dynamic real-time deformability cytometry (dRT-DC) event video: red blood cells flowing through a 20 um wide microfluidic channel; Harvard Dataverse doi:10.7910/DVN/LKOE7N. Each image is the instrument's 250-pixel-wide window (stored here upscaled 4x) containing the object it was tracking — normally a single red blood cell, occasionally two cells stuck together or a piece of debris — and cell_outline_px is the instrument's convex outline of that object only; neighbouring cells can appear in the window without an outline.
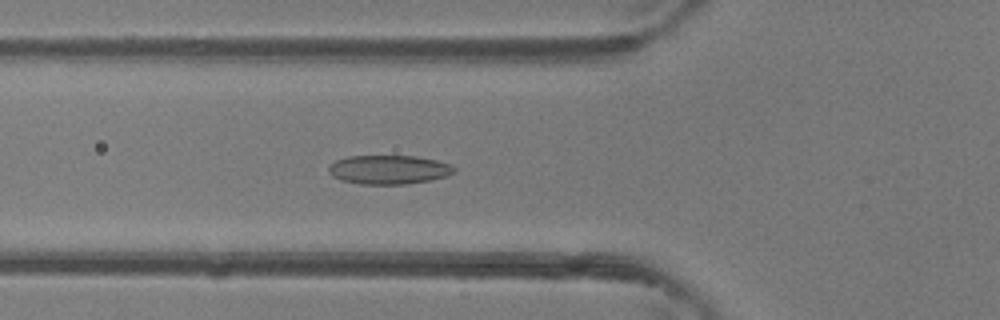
{"species": "common noctule bat (a hibernating species)", "species_latin": "Nyctalus noctula", "temperature_condition": "room temperature", "stored_images_in_passage": 47, "camera_frame_rate_fps": 3000, "um_per_image_px": 0.085, "animal": {"sex": "female"}, "frame": {"image": 1, "passage_image": 17, "time_ms": 5.333, "image_size_px": [1000, 320], "cell_outline_px": [[456, 172], [448, 176], [428, 180], [404, 184], [360, 184], [340, 180], [332, 176], [328, 172], [328, 164], [336, 160], [348, 156], [416, 156], [436, 160], [452, 164], [456, 168]], "centroid_in_image_um": [33.04, 14.41], "position_along_channel_um": 92.8, "area_um2": 21.39}}
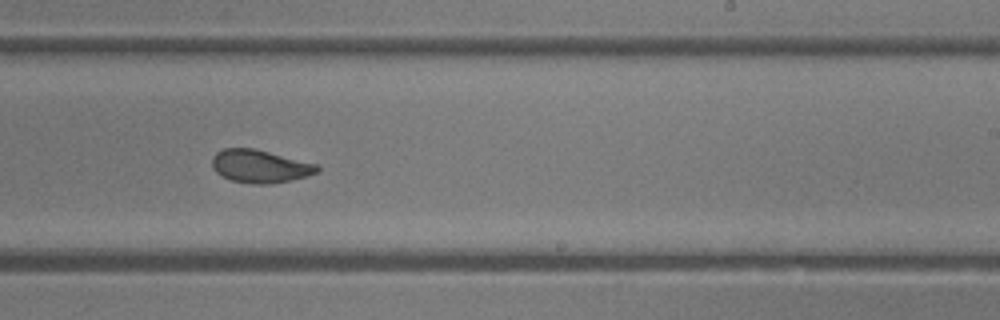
{"frame": {"image": 2, "passage_image": 29, "time_ms": 9.333, "image_size_px": [1000, 320], "cell_outline_px": [[320, 172], [308, 176], [292, 180], [272, 184], [252, 184], [232, 180], [216, 172], [212, 168], [212, 156], [216, 152], [224, 148], [252, 148], [316, 164], [320, 168]], "centroid_in_image_um": [22.1, 14.14], "position_along_channel_um": 266.9, "area_um2": 20.11}}
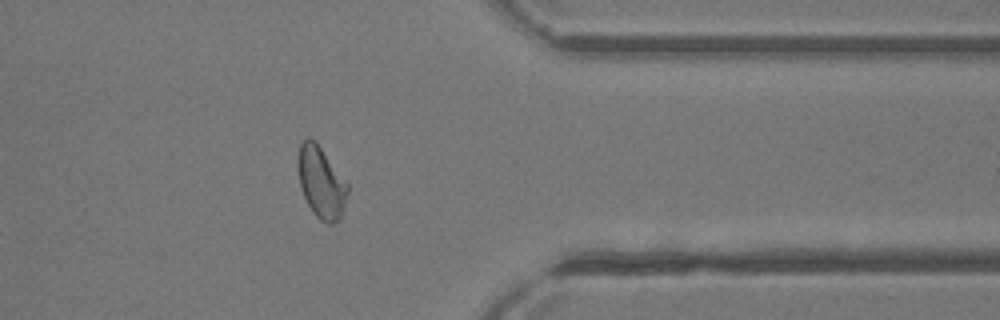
{"frame": {"image": 3, "passage_image": 38, "time_ms": 12.333, "image_size_px": [1000, 320], "cell_outline_px": [[348, 192], [344, 208], [340, 220], [332, 224], [328, 224], [320, 220], [312, 212], [300, 188], [296, 164], [296, 160], [300, 144], [308, 136], [316, 140], [348, 184]], "centroid_in_image_um": [27.28, 15.48], "position_along_channel_um": 384.1, "area_um2": 21.1}, "authors_computed_cell_mechanics": {"area_um2": 21.386, "velocity_mm_per_s": 4.3474, "shape_relaxation_time_tau1_ms": 3.7862, "shape_relaxation_time_tau2_ms": 1.5058, "deformation_change_tau1": 0.1294, "deformation_change_tau2": 0.0697}}